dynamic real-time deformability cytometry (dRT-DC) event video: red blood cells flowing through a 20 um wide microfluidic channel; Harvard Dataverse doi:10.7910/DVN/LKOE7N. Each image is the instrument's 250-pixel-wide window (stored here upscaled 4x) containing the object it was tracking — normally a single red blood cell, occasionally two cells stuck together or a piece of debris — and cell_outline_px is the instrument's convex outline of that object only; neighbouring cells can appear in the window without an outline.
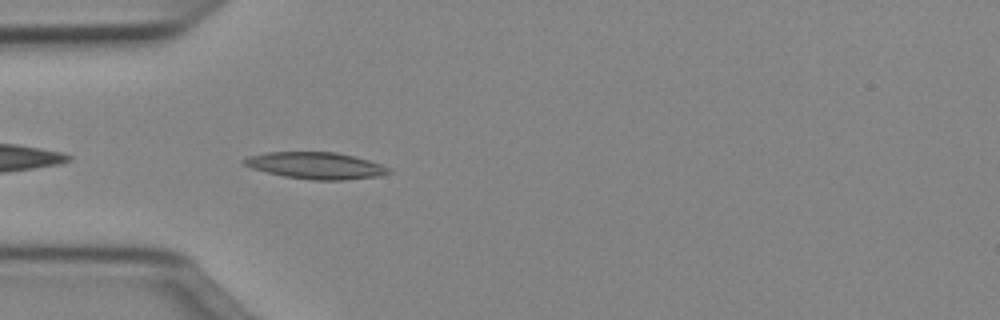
{"species": "Egyptian fruit bat (a non-hibernating species)", "species_latin": "Rousettus aegyptiacus", "temperature_condition": "cold", "stored_images_in_passage": 32, "camera_frame_rate_fps": 3000, "um_per_image_px": 0.085, "animal": {"sex": "female"}, "frame": {"image": 1, "passage_image": 2, "time_ms": 0.333, "image_size_px": [1000, 320], "cell_outline_px": [[396, 172], [380, 176], [344, 180], [312, 180], [284, 176], [252, 168], [244, 164], [240, 160], [248, 156], [268, 152], [336, 152], [368, 160], [392, 168]], "centroid_in_image_um": [26.9, 14.08], "position_along_channel_um": 58.1, "area_um2": 22.6}}
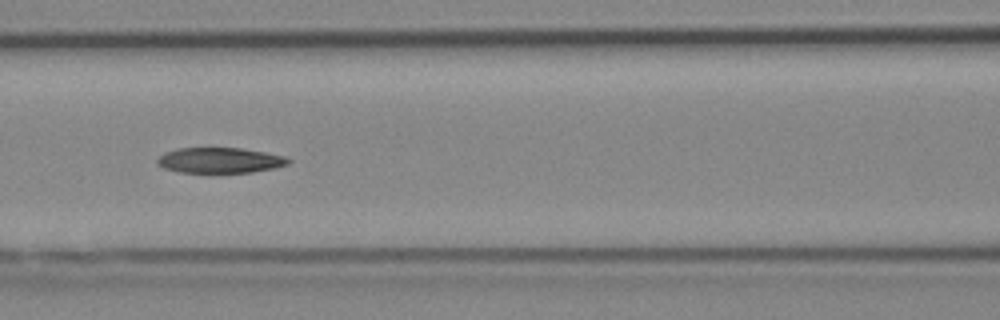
{"frame": {"image": 2, "passage_image": 9, "time_ms": 2.667, "image_size_px": [1000, 320], "cell_outline_px": [[292, 160], [288, 164], [276, 168], [252, 172], [180, 172], [164, 168], [156, 164], [156, 160], [164, 152], [176, 148], [208, 144], [240, 148], [264, 152], [284, 156]], "centroid_in_image_um": [18.63, 13.57], "position_along_channel_um": 148.0, "area_um2": 20.35}}
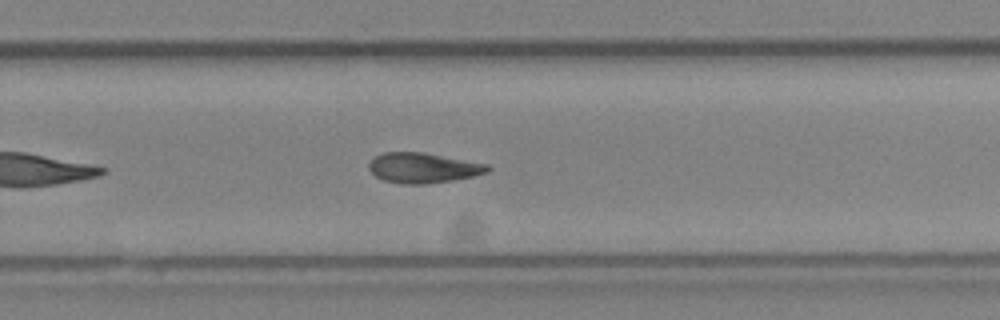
{"frame": {"image": 3, "passage_image": 20, "time_ms": 6.333, "image_size_px": [1000, 320], "cell_outline_px": [[492, 168], [488, 172], [472, 176], [452, 180], [424, 184], [404, 184], [384, 180], [376, 176], [368, 168], [368, 164], [376, 156], [384, 152], [424, 152], [488, 164]], "centroid_in_image_um": [35.98, 14.26], "position_along_channel_um": 293.8, "area_um2": 20.75}}